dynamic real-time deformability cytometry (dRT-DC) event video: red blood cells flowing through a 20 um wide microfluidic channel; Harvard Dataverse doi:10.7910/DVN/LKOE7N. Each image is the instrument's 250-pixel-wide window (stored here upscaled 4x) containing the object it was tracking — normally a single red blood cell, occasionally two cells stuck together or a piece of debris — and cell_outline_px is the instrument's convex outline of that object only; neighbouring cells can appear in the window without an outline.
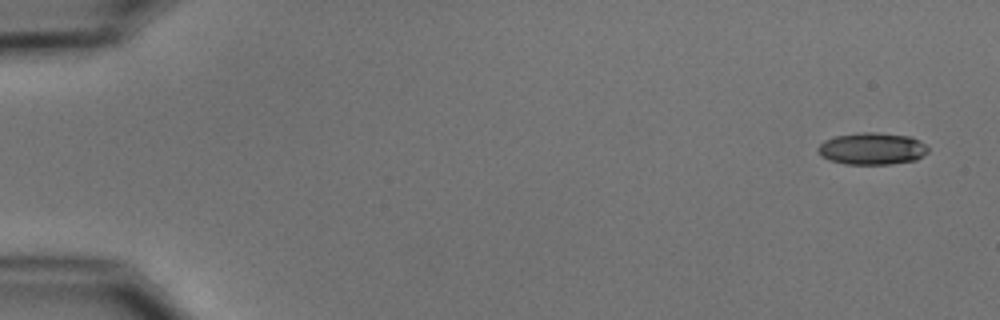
{"species": "common noctule bat (a hibernating species)", "species_latin": "Nyctalus noctula", "temperature_condition": "cold", "stored_images_in_passage": 5, "camera_frame_rate_fps": 3000, "um_per_image_px": 0.085, "animal": {"sex": "male", "body_mass_g": 15.6}, "frame": {"image": 1, "passage_image": 1, "time_ms": 0.0, "image_size_px": [1000, 320], "cell_outline_px": [[928, 152], [916, 160], [892, 164], [844, 164], [828, 160], [820, 156], [816, 148], [824, 140], [836, 136], [860, 132], [876, 132], [912, 136], [920, 140], [928, 148]], "centroid_in_image_um": [74.11, 12.63], "position_along_channel_um": 10.9, "area_um2": 20.81}}
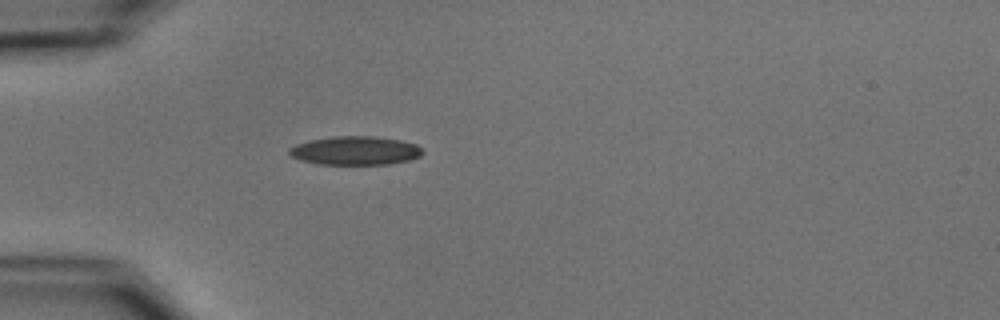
{"frame": {"image": 2, "passage_image": 5, "time_ms": 4.667, "image_size_px": [1000, 320], "cell_outline_px": [[424, 152], [420, 156], [408, 160], [388, 164], [316, 164], [300, 160], [292, 156], [288, 152], [288, 148], [296, 144], [308, 140], [336, 136], [372, 136], [400, 140], [416, 144]], "centroid_in_image_um": [30.16, 12.8], "position_along_channel_um": 54.8, "area_um2": 22.25}}